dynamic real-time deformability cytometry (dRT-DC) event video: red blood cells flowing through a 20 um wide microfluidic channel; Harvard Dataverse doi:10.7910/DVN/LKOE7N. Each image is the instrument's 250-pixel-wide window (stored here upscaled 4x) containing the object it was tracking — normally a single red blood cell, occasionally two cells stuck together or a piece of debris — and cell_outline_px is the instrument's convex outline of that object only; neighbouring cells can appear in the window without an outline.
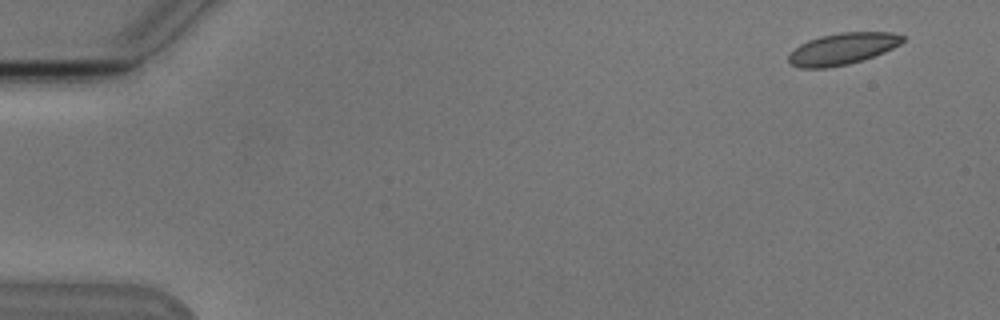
{"species": "Egyptian fruit bat (a non-hibernating species)", "species_latin": "Rousettus aegyptiacus", "temperature_condition": "cold", "stored_images_in_passage": 5, "camera_frame_rate_fps": 3000, "um_per_image_px": 0.085, "animal": {"sex": "male"}, "frame": {"image": 1, "passage_image": 1, "time_ms": 0.0, "image_size_px": [1000, 320], "cell_outline_px": [[908, 36], [900, 44], [884, 52], [848, 64], [824, 68], [800, 68], [792, 64], [788, 60], [788, 56], [800, 44], [808, 40], [820, 36], [840, 32], [892, 32]], "centroid_in_image_um": [71.64, 4.13], "position_along_channel_um": 13.4, "area_um2": 20.87}}
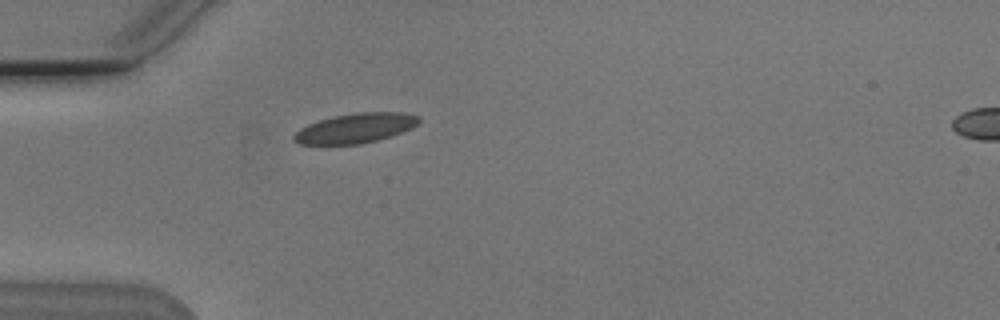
{"frame": {"image": 2, "passage_image": 5, "time_ms": 4.333, "image_size_px": [1000, 320], "cell_outline_px": [[420, 120], [412, 128], [392, 136], [360, 144], [300, 144], [292, 140], [292, 136], [300, 128], [308, 124], [320, 120], [336, 116], [356, 112], [404, 112], [416, 116]], "centroid_in_image_um": [30.2, 10.89], "position_along_channel_um": 54.8, "area_um2": 21.5}}